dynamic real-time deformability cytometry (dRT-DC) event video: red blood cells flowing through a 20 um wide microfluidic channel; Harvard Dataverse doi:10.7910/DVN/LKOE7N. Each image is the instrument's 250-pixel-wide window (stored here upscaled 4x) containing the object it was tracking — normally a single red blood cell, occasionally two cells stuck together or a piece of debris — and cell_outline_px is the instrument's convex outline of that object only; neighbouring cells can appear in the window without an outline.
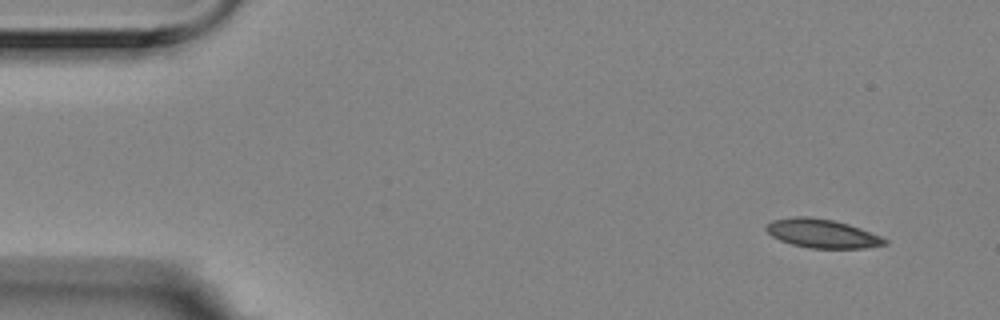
{"species": "Egyptian fruit bat (a non-hibernating species)", "species_latin": "Rousettus aegyptiacus", "temperature_condition": "room temperature", "stored_images_in_passage": 5, "segment_of_instrument_passage": [1, 2], "camera_frame_rate_fps": 3000, "um_per_image_px": 0.085, "animal": {"sex": "female"}, "frame": {"image": 1, "passage_image": 1, "time_ms": 0.0, "image_size_px": [1000, 320], "cell_outline_px": [[888, 244], [864, 248], [812, 248], [792, 244], [780, 240], [772, 236], [764, 228], [772, 220], [796, 216], [808, 216], [832, 220], [848, 224], [860, 228], [880, 236], [888, 240]], "centroid_in_image_um": [69.88, 19.84], "position_along_channel_um": 15.1, "area_um2": 19.71}}
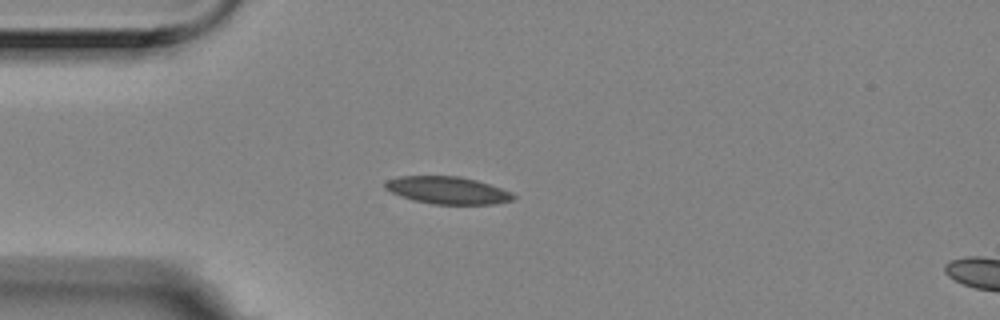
{"frame": {"image": 2, "passage_image": 4, "time_ms": 1.0, "image_size_px": [1000, 320], "cell_outline_px": [[516, 196], [512, 200], [496, 204], [432, 204], [412, 200], [400, 196], [384, 188], [384, 184], [388, 180], [400, 176], [456, 176], [476, 180], [512, 192]], "centroid_in_image_um": [38.03, 16.18], "position_along_channel_um": 47.0, "area_um2": 20.35}}